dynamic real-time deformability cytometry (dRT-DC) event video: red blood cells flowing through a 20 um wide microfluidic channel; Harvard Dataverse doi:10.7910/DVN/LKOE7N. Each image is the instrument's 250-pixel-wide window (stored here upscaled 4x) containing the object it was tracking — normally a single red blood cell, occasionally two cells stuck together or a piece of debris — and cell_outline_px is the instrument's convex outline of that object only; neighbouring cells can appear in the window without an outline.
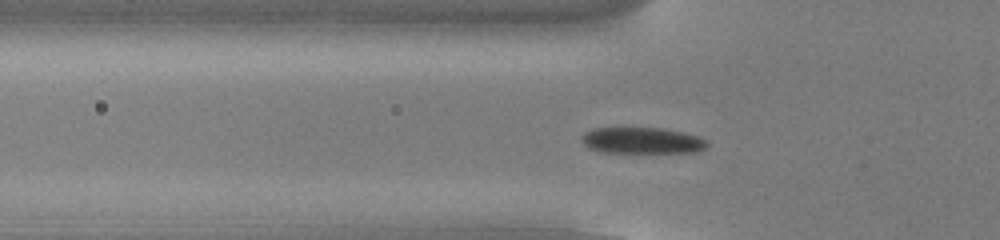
{"species": "common noctule bat (a hibernating species)", "species_latin": "Nyctalus noctula", "temperature_condition": "cold", "stored_images_in_passage": 52, "camera_frame_rate_fps": 3000, "um_per_image_px": 0.085, "animal": {"sex": "male", "body_mass_g": 13.0, "forearm_length_mm": 53.1}, "frame": {"image": 1, "passage_image": 16, "time_ms": 5.0, "image_size_px": [1000, 240], "cell_outline_px": [[708, 144], [704, 148], [696, 152], [600, 152], [588, 148], [580, 140], [580, 136], [584, 132], [592, 128], [664, 128], [684, 132], [700, 136], [708, 140]], "centroid_in_image_um": [54.56, 11.93], "position_along_channel_um": 71.2, "area_um2": 19.42}}
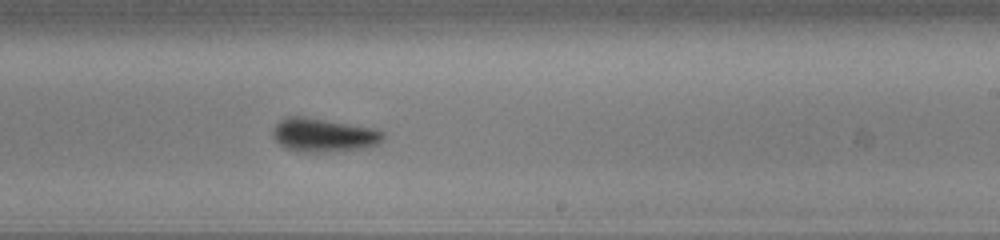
{"frame": {"image": 2, "passage_image": 31, "time_ms": 10.0, "image_size_px": [1000, 240], "cell_outline_px": [[384, 140], [380, 144], [368, 148], [320, 152], [300, 152], [284, 148], [272, 136], [272, 132], [276, 124], [280, 120], [288, 116], [300, 116], [376, 128], [384, 132]], "centroid_in_image_um": [27.54, 11.49], "position_along_channel_um": 261.5, "area_um2": 21.79}}
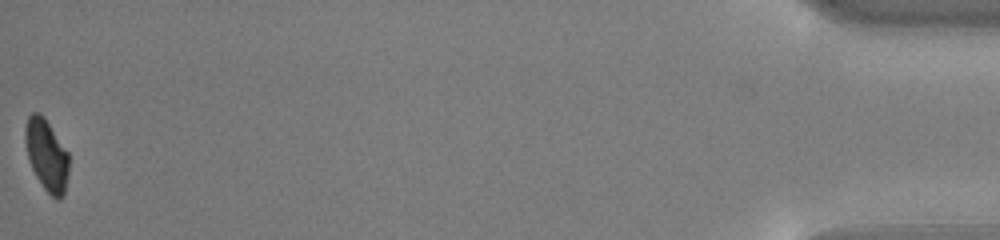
{"frame": {"image": 3, "passage_image": 52, "time_ms": 17.0, "image_size_px": [1000, 240], "cell_outline_px": [[68, 172], [64, 196], [60, 200], [56, 200], [44, 188], [36, 176], [28, 160], [24, 140], [24, 128], [28, 116], [32, 112], [36, 112], [44, 116], [68, 152]], "centroid_in_image_um": [3.95, 13.17], "position_along_channel_um": 431.3, "area_um2": 18.32}, "authors_computed_cell_mechanics": {"area_um2": 20.1144, "velocity_mm_per_s": 3.816, "shape_relaxation_time_tau1_ms": 1.557, "shape_relaxation_time_tau2_ms": null, "deformation_change_tau1": 0.1141, "deformation_change_tau2": null}}